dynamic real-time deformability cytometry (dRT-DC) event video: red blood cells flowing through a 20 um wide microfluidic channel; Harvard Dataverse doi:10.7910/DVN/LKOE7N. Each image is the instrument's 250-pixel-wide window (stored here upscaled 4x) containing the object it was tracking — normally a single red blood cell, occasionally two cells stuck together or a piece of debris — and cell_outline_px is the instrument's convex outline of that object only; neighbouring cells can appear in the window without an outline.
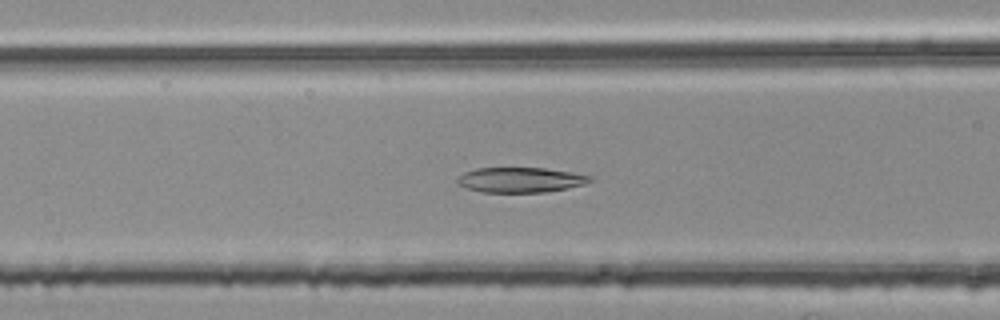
{"species": "common noctule bat (a hibernating species)", "species_latin": "Nyctalus noctula", "temperature_condition": "room temperature", "stored_images_in_passage": 53, "segment_of_instrument_passage": [2, 2], "camera_frame_rate_fps": 3000, "um_per_image_px": 0.085, "animal": {"sex": "female", "body_mass_g": 25.1}, "frame": {"image": 1, "passage_image": 22, "time_ms": 7.0, "image_size_px": [1000, 320], "cell_outline_px": [[596, 180], [584, 184], [568, 188], [544, 192], [480, 192], [456, 184], [456, 176], [464, 172], [476, 168], [544, 168], [572, 172], [596, 176]], "centroid_in_image_um": [44.26, 15.28], "position_along_channel_um": 122.3, "area_um2": 19.71}}
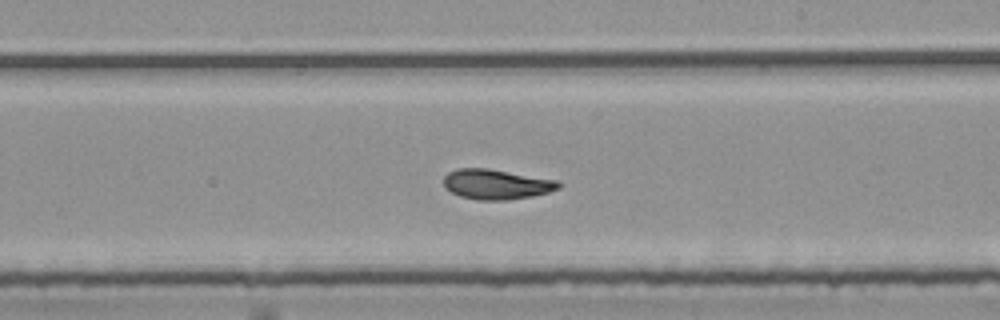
{"frame": {"image": 2, "passage_image": 32, "time_ms": 10.333, "image_size_px": [1000, 320], "cell_outline_px": [[560, 188], [548, 192], [532, 196], [508, 200], [476, 200], [460, 196], [444, 188], [444, 176], [448, 172], [456, 168], [488, 168], [560, 180]], "centroid_in_image_um": [42.19, 15.66], "position_along_channel_um": 246.8, "area_um2": 20.35}}
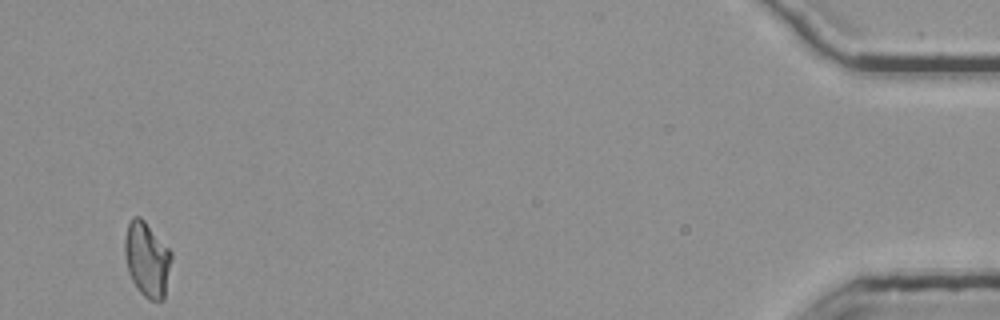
{"frame": {"image": 3, "passage_image": 53, "time_ms": 17.333, "image_size_px": [1000, 320], "cell_outline_px": [[172, 260], [164, 300], [148, 300], [140, 292], [132, 280], [128, 272], [124, 256], [124, 236], [128, 224], [132, 216], [140, 216], [144, 220], [172, 252]], "centroid_in_image_um": [12.49, 22.04], "position_along_channel_um": 422.7, "area_um2": 20.58}}